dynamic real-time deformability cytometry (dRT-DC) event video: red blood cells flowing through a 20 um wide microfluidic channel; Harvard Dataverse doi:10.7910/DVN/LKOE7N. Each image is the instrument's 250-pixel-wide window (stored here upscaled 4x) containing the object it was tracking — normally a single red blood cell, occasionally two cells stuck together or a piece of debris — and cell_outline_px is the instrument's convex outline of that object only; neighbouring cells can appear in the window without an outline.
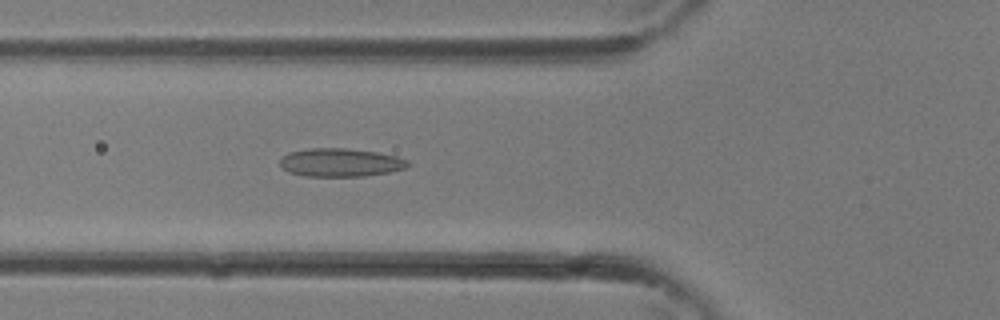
{"species": "common noctule bat (a hibernating species)", "species_latin": "Nyctalus noctula", "temperature_condition": "room temperature", "stored_images_in_passage": 30, "camera_frame_rate_fps": 3000, "um_per_image_px": 0.085, "animal": {"sex": "female"}, "frame": {"image": 1, "passage_image": 9, "time_ms": 2.667, "image_size_px": [1000, 320], "cell_outline_px": [[408, 164], [404, 168], [388, 172], [364, 176], [308, 176], [288, 172], [280, 164], [280, 160], [288, 152], [308, 148], [348, 148], [376, 152], [396, 156], [408, 160]], "centroid_in_image_um": [28.92, 13.8], "position_along_channel_um": 96.9, "area_um2": 20.92}}
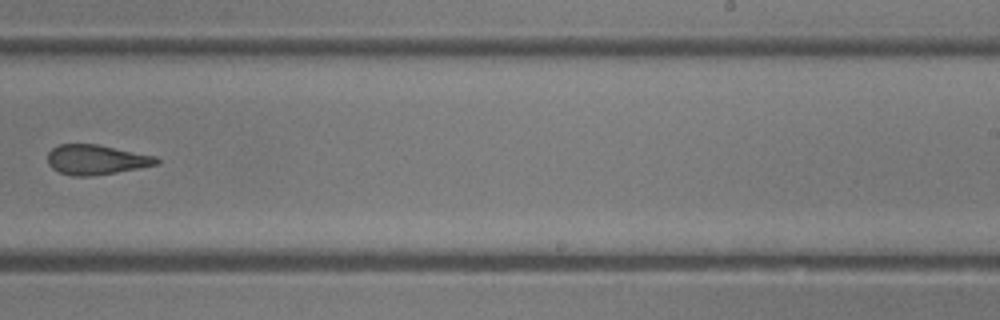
{"frame": {"image": 2, "passage_image": 18, "time_ms": 5.667, "image_size_px": [1000, 320], "cell_outline_px": [[160, 164], [140, 168], [92, 176], [72, 176], [60, 172], [52, 168], [48, 164], [48, 152], [52, 148], [60, 144], [96, 144], [156, 156], [160, 160]], "centroid_in_image_um": [8.19, 13.57], "position_along_channel_um": 280.8, "area_um2": 18.96}}
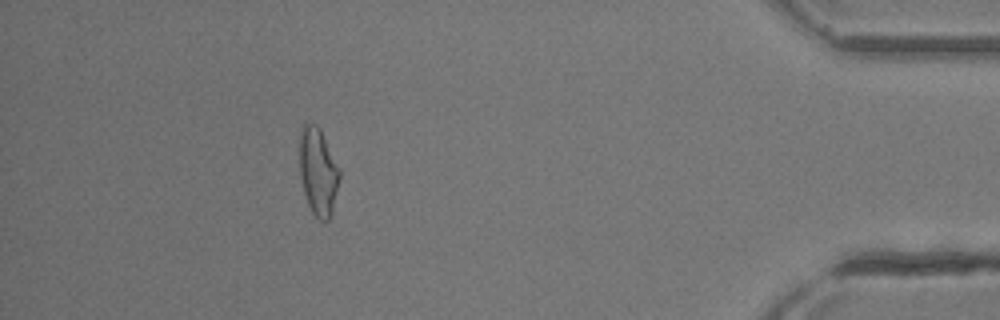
{"frame": {"image": 3, "passage_image": 27, "time_ms": 8.667, "image_size_px": [1000, 320], "cell_outline_px": [[340, 176], [332, 212], [328, 220], [320, 220], [312, 212], [308, 204], [304, 192], [300, 176], [300, 132], [304, 124], [316, 124], [320, 128], [340, 168]], "centroid_in_image_um": [27.05, 14.57], "position_along_channel_um": 408.2, "area_um2": 20.23}}